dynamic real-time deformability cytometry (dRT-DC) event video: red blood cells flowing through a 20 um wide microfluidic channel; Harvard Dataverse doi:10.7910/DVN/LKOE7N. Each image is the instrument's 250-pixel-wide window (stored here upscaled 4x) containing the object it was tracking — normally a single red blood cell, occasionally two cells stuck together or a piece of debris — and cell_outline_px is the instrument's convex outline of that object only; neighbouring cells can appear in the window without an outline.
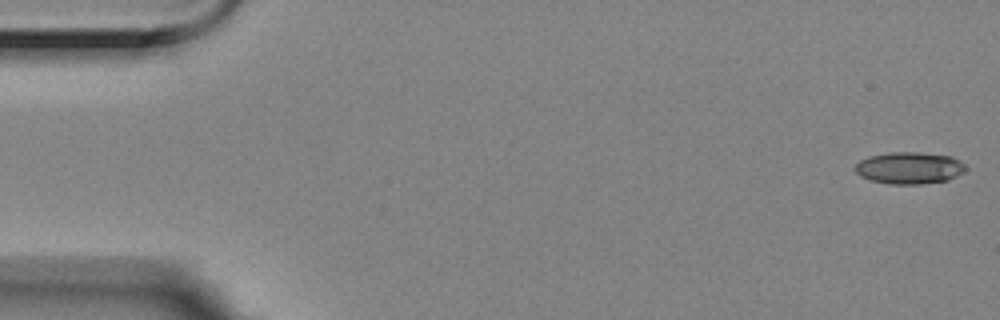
{"species": "Egyptian fruit bat (a non-hibernating species)", "species_latin": "Rousettus aegyptiacus", "temperature_condition": "room temperature", "stored_images_in_passage": 56, "camera_frame_rate_fps": 3000, "um_per_image_px": 0.085, "animal": {"sex": "female"}, "frame": {"image": 1, "passage_image": 1, "time_ms": 0.0, "image_size_px": [1000, 320], "cell_outline_px": [[968, 168], [964, 172], [948, 180], [920, 184], [892, 184], [868, 180], [860, 176], [856, 172], [856, 164], [860, 160], [868, 156], [888, 152], [920, 152], [952, 156], [964, 164]], "centroid_in_image_um": [77.3, 14.27], "position_along_channel_um": 7.7, "area_um2": 20.69}}
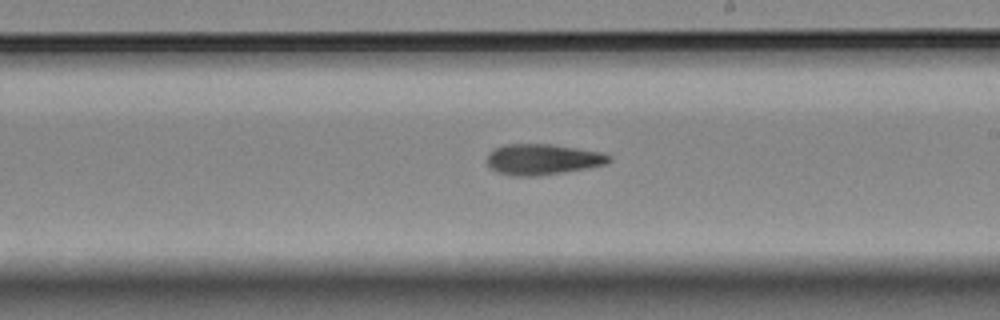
{"frame": {"image": 2, "passage_image": 32, "time_ms": 10.333, "image_size_px": [1000, 320], "cell_outline_px": [[612, 160], [608, 164], [588, 168], [536, 176], [516, 176], [496, 172], [488, 168], [484, 160], [488, 152], [492, 148], [504, 144], [552, 144], [600, 152], [612, 156]], "centroid_in_image_um": [46.05, 13.54], "position_along_channel_um": 242.9, "area_um2": 22.31}}
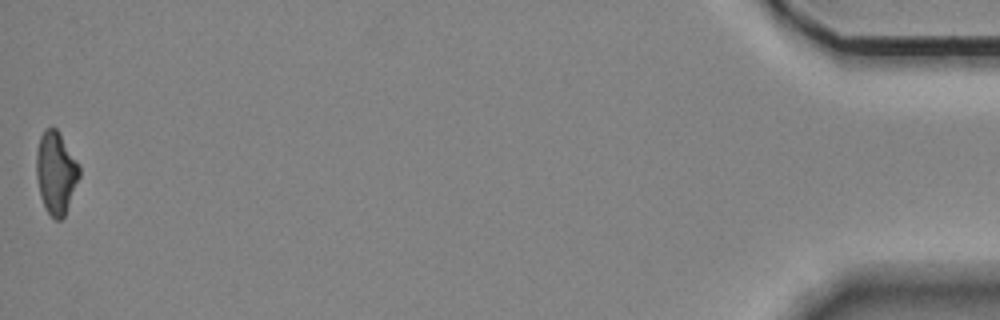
{"frame": {"image": 3, "passage_image": 56, "time_ms": 18.333, "image_size_px": [1000, 320], "cell_outline_px": [[80, 176], [64, 216], [60, 220], [56, 220], [44, 208], [40, 196], [36, 176], [36, 152], [40, 136], [44, 128], [52, 124], [56, 128], [80, 164]], "centroid_in_image_um": [4.74, 14.64], "position_along_channel_um": 430.5, "area_um2": 20.87}, "authors_computed_cell_mechanics": {"area_um2": 21.0392, "velocity_mm_per_s": 3.5364, "shape_relaxation_time_tau1_ms": 8.3481, "shape_relaxation_time_tau2_ms": 6.2708, "deformation_change_tau1": 0.2087, "deformation_change_tau2": 0.1755}}